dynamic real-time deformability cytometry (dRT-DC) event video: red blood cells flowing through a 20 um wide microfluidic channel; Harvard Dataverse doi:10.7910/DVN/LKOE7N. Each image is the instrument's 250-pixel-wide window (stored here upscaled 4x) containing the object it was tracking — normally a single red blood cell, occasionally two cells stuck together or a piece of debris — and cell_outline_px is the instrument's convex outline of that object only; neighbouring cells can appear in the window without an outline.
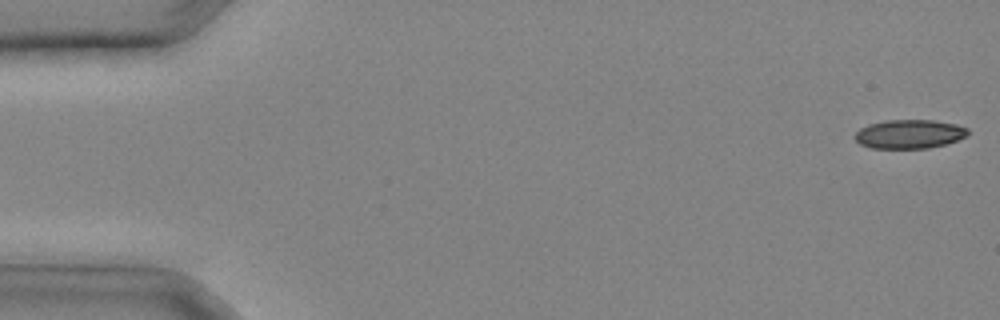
{"species": "common noctule bat (a hibernating species)", "species_latin": "Nyctalus noctula", "temperature_condition": "cold", "stored_images_in_passage": 28, "camera_frame_rate_fps": 3000, "um_per_image_px": 0.085, "animal": {"sex": "male", "body_mass_g": 20.4}, "frame": {"image": 1, "passage_image": 1, "time_ms": 0.0, "image_size_px": [1000, 320], "cell_outline_px": [[968, 136], [944, 144], [928, 148], [872, 148], [860, 144], [852, 136], [860, 128], [868, 124], [884, 120], [936, 120], [956, 124], [968, 128]], "centroid_in_image_um": [77.28, 11.38], "position_along_channel_um": 7.7, "area_um2": 19.13}}